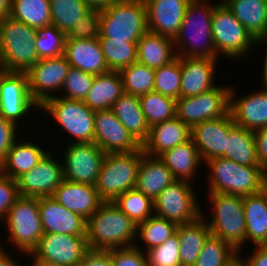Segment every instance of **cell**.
<instances>
[{"instance_id": "cell-1", "label": "cell", "mask_w": 267, "mask_h": 266, "mask_svg": "<svg viewBox=\"0 0 267 266\" xmlns=\"http://www.w3.org/2000/svg\"><path fill=\"white\" fill-rule=\"evenodd\" d=\"M86 239L93 251L135 246L137 225L114 202L104 201L87 219Z\"/></svg>"}, {"instance_id": "cell-2", "label": "cell", "mask_w": 267, "mask_h": 266, "mask_svg": "<svg viewBox=\"0 0 267 266\" xmlns=\"http://www.w3.org/2000/svg\"><path fill=\"white\" fill-rule=\"evenodd\" d=\"M191 0L178 35L174 38L177 57L219 59L212 39V12L217 3Z\"/></svg>"}, {"instance_id": "cell-3", "label": "cell", "mask_w": 267, "mask_h": 266, "mask_svg": "<svg viewBox=\"0 0 267 266\" xmlns=\"http://www.w3.org/2000/svg\"><path fill=\"white\" fill-rule=\"evenodd\" d=\"M207 192L237 196L257 194L265 189L267 173L260 166H245L223 157L206 163Z\"/></svg>"}, {"instance_id": "cell-4", "label": "cell", "mask_w": 267, "mask_h": 266, "mask_svg": "<svg viewBox=\"0 0 267 266\" xmlns=\"http://www.w3.org/2000/svg\"><path fill=\"white\" fill-rule=\"evenodd\" d=\"M207 198L211 203L209 205L213 214L209 219L208 213L206 215L202 208V216L210 229L211 235L228 242L239 253H242V250L248 246L246 245L243 197L222 193H209Z\"/></svg>"}, {"instance_id": "cell-5", "label": "cell", "mask_w": 267, "mask_h": 266, "mask_svg": "<svg viewBox=\"0 0 267 266\" xmlns=\"http://www.w3.org/2000/svg\"><path fill=\"white\" fill-rule=\"evenodd\" d=\"M99 13L98 38L138 42L148 31L144 0H116Z\"/></svg>"}, {"instance_id": "cell-6", "label": "cell", "mask_w": 267, "mask_h": 266, "mask_svg": "<svg viewBox=\"0 0 267 266\" xmlns=\"http://www.w3.org/2000/svg\"><path fill=\"white\" fill-rule=\"evenodd\" d=\"M38 30L11 17L0 21V65L5 71L27 72L38 60Z\"/></svg>"}, {"instance_id": "cell-7", "label": "cell", "mask_w": 267, "mask_h": 266, "mask_svg": "<svg viewBox=\"0 0 267 266\" xmlns=\"http://www.w3.org/2000/svg\"><path fill=\"white\" fill-rule=\"evenodd\" d=\"M211 29L219 58L224 56L227 60H245L251 56L253 48L257 47V41L221 0L214 6Z\"/></svg>"}, {"instance_id": "cell-8", "label": "cell", "mask_w": 267, "mask_h": 266, "mask_svg": "<svg viewBox=\"0 0 267 266\" xmlns=\"http://www.w3.org/2000/svg\"><path fill=\"white\" fill-rule=\"evenodd\" d=\"M8 230L7 244L25 255L31 253L44 234L39 214L38 198L19 196L2 222Z\"/></svg>"}, {"instance_id": "cell-9", "label": "cell", "mask_w": 267, "mask_h": 266, "mask_svg": "<svg viewBox=\"0 0 267 266\" xmlns=\"http://www.w3.org/2000/svg\"><path fill=\"white\" fill-rule=\"evenodd\" d=\"M144 154L141 147L132 153L105 155L95 184L103 201L113 202L119 195L135 188L139 164Z\"/></svg>"}, {"instance_id": "cell-10", "label": "cell", "mask_w": 267, "mask_h": 266, "mask_svg": "<svg viewBox=\"0 0 267 266\" xmlns=\"http://www.w3.org/2000/svg\"><path fill=\"white\" fill-rule=\"evenodd\" d=\"M56 124L70 137L69 143H94L95 111L83 101L55 96L47 99L41 106Z\"/></svg>"}, {"instance_id": "cell-11", "label": "cell", "mask_w": 267, "mask_h": 266, "mask_svg": "<svg viewBox=\"0 0 267 266\" xmlns=\"http://www.w3.org/2000/svg\"><path fill=\"white\" fill-rule=\"evenodd\" d=\"M193 185L182 180L168 185L153 201L154 215L177 225L197 220L202 216V208Z\"/></svg>"}, {"instance_id": "cell-12", "label": "cell", "mask_w": 267, "mask_h": 266, "mask_svg": "<svg viewBox=\"0 0 267 266\" xmlns=\"http://www.w3.org/2000/svg\"><path fill=\"white\" fill-rule=\"evenodd\" d=\"M231 85L218 84L213 89L192 97L176 100V117L190 129L205 120L224 117L229 113Z\"/></svg>"}, {"instance_id": "cell-13", "label": "cell", "mask_w": 267, "mask_h": 266, "mask_svg": "<svg viewBox=\"0 0 267 266\" xmlns=\"http://www.w3.org/2000/svg\"><path fill=\"white\" fill-rule=\"evenodd\" d=\"M36 110L40 111V106L31 97L26 72L4 71L0 77V115L20 127Z\"/></svg>"}, {"instance_id": "cell-14", "label": "cell", "mask_w": 267, "mask_h": 266, "mask_svg": "<svg viewBox=\"0 0 267 266\" xmlns=\"http://www.w3.org/2000/svg\"><path fill=\"white\" fill-rule=\"evenodd\" d=\"M65 147L60 154L63 179L95 186L106 153L96 143H69Z\"/></svg>"}, {"instance_id": "cell-15", "label": "cell", "mask_w": 267, "mask_h": 266, "mask_svg": "<svg viewBox=\"0 0 267 266\" xmlns=\"http://www.w3.org/2000/svg\"><path fill=\"white\" fill-rule=\"evenodd\" d=\"M70 68L64 55L39 59L26 72L32 99L41 106L47 99L59 96Z\"/></svg>"}, {"instance_id": "cell-16", "label": "cell", "mask_w": 267, "mask_h": 266, "mask_svg": "<svg viewBox=\"0 0 267 266\" xmlns=\"http://www.w3.org/2000/svg\"><path fill=\"white\" fill-rule=\"evenodd\" d=\"M48 151L30 171L17 179L19 196L42 198L52 196L63 181L61 158ZM56 158V160H55Z\"/></svg>"}, {"instance_id": "cell-17", "label": "cell", "mask_w": 267, "mask_h": 266, "mask_svg": "<svg viewBox=\"0 0 267 266\" xmlns=\"http://www.w3.org/2000/svg\"><path fill=\"white\" fill-rule=\"evenodd\" d=\"M89 251L86 236L44 233L32 253L41 260L77 266Z\"/></svg>"}, {"instance_id": "cell-18", "label": "cell", "mask_w": 267, "mask_h": 266, "mask_svg": "<svg viewBox=\"0 0 267 266\" xmlns=\"http://www.w3.org/2000/svg\"><path fill=\"white\" fill-rule=\"evenodd\" d=\"M94 143L106 154L132 153L141 148L111 109L95 111Z\"/></svg>"}, {"instance_id": "cell-19", "label": "cell", "mask_w": 267, "mask_h": 266, "mask_svg": "<svg viewBox=\"0 0 267 266\" xmlns=\"http://www.w3.org/2000/svg\"><path fill=\"white\" fill-rule=\"evenodd\" d=\"M260 87L241 97L233 85L230 90L229 112L234 123L253 132L267 126V86Z\"/></svg>"}, {"instance_id": "cell-20", "label": "cell", "mask_w": 267, "mask_h": 266, "mask_svg": "<svg viewBox=\"0 0 267 266\" xmlns=\"http://www.w3.org/2000/svg\"><path fill=\"white\" fill-rule=\"evenodd\" d=\"M190 1L144 0L148 31L174 39L180 31Z\"/></svg>"}, {"instance_id": "cell-21", "label": "cell", "mask_w": 267, "mask_h": 266, "mask_svg": "<svg viewBox=\"0 0 267 266\" xmlns=\"http://www.w3.org/2000/svg\"><path fill=\"white\" fill-rule=\"evenodd\" d=\"M44 233L86 236L87 220L59 204L53 197L38 198Z\"/></svg>"}, {"instance_id": "cell-22", "label": "cell", "mask_w": 267, "mask_h": 266, "mask_svg": "<svg viewBox=\"0 0 267 266\" xmlns=\"http://www.w3.org/2000/svg\"><path fill=\"white\" fill-rule=\"evenodd\" d=\"M219 59L180 57V97H192L217 86L215 78Z\"/></svg>"}, {"instance_id": "cell-23", "label": "cell", "mask_w": 267, "mask_h": 266, "mask_svg": "<svg viewBox=\"0 0 267 266\" xmlns=\"http://www.w3.org/2000/svg\"><path fill=\"white\" fill-rule=\"evenodd\" d=\"M227 136L228 114L202 121L191 128V139L205 163L213 158H224Z\"/></svg>"}, {"instance_id": "cell-24", "label": "cell", "mask_w": 267, "mask_h": 266, "mask_svg": "<svg viewBox=\"0 0 267 266\" xmlns=\"http://www.w3.org/2000/svg\"><path fill=\"white\" fill-rule=\"evenodd\" d=\"M51 197L86 220L104 202L99 197L95 186L65 179H63Z\"/></svg>"}, {"instance_id": "cell-25", "label": "cell", "mask_w": 267, "mask_h": 266, "mask_svg": "<svg viewBox=\"0 0 267 266\" xmlns=\"http://www.w3.org/2000/svg\"><path fill=\"white\" fill-rule=\"evenodd\" d=\"M64 56L72 68L95 76L110 71L105 62L98 38H66Z\"/></svg>"}, {"instance_id": "cell-26", "label": "cell", "mask_w": 267, "mask_h": 266, "mask_svg": "<svg viewBox=\"0 0 267 266\" xmlns=\"http://www.w3.org/2000/svg\"><path fill=\"white\" fill-rule=\"evenodd\" d=\"M19 136L0 163V173L15 180L36 166L50 150H45L40 146L41 143L32 141L33 138L27 140L28 138Z\"/></svg>"}, {"instance_id": "cell-27", "label": "cell", "mask_w": 267, "mask_h": 266, "mask_svg": "<svg viewBox=\"0 0 267 266\" xmlns=\"http://www.w3.org/2000/svg\"><path fill=\"white\" fill-rule=\"evenodd\" d=\"M190 138L191 129L174 117L151 126L149 136L141 147L146 155L158 157L164 151L179 146Z\"/></svg>"}, {"instance_id": "cell-28", "label": "cell", "mask_w": 267, "mask_h": 266, "mask_svg": "<svg viewBox=\"0 0 267 266\" xmlns=\"http://www.w3.org/2000/svg\"><path fill=\"white\" fill-rule=\"evenodd\" d=\"M158 158L172 172L176 180L191 183H194L193 180L197 177L196 171L204 166L200 153L191 138L179 146L164 151Z\"/></svg>"}, {"instance_id": "cell-29", "label": "cell", "mask_w": 267, "mask_h": 266, "mask_svg": "<svg viewBox=\"0 0 267 266\" xmlns=\"http://www.w3.org/2000/svg\"><path fill=\"white\" fill-rule=\"evenodd\" d=\"M174 181L172 172L158 157L142 156L135 186L137 190L154 201Z\"/></svg>"}, {"instance_id": "cell-30", "label": "cell", "mask_w": 267, "mask_h": 266, "mask_svg": "<svg viewBox=\"0 0 267 266\" xmlns=\"http://www.w3.org/2000/svg\"><path fill=\"white\" fill-rule=\"evenodd\" d=\"M256 40L267 38V0H221Z\"/></svg>"}, {"instance_id": "cell-31", "label": "cell", "mask_w": 267, "mask_h": 266, "mask_svg": "<svg viewBox=\"0 0 267 266\" xmlns=\"http://www.w3.org/2000/svg\"><path fill=\"white\" fill-rule=\"evenodd\" d=\"M246 244L267 245V192L243 197Z\"/></svg>"}, {"instance_id": "cell-32", "label": "cell", "mask_w": 267, "mask_h": 266, "mask_svg": "<svg viewBox=\"0 0 267 266\" xmlns=\"http://www.w3.org/2000/svg\"><path fill=\"white\" fill-rule=\"evenodd\" d=\"M174 39L147 31L137 42V62L152 69L169 64L176 58Z\"/></svg>"}, {"instance_id": "cell-33", "label": "cell", "mask_w": 267, "mask_h": 266, "mask_svg": "<svg viewBox=\"0 0 267 266\" xmlns=\"http://www.w3.org/2000/svg\"><path fill=\"white\" fill-rule=\"evenodd\" d=\"M224 158L240 165L259 166L254 132L236 125L230 112L228 113V136Z\"/></svg>"}, {"instance_id": "cell-34", "label": "cell", "mask_w": 267, "mask_h": 266, "mask_svg": "<svg viewBox=\"0 0 267 266\" xmlns=\"http://www.w3.org/2000/svg\"><path fill=\"white\" fill-rule=\"evenodd\" d=\"M111 110L131 136L142 146L149 136L150 127L141 110L139 97L124 92L114 102Z\"/></svg>"}, {"instance_id": "cell-35", "label": "cell", "mask_w": 267, "mask_h": 266, "mask_svg": "<svg viewBox=\"0 0 267 266\" xmlns=\"http://www.w3.org/2000/svg\"><path fill=\"white\" fill-rule=\"evenodd\" d=\"M124 93L122 78L118 71H108L94 77L93 84L83 102L94 111L111 109Z\"/></svg>"}, {"instance_id": "cell-36", "label": "cell", "mask_w": 267, "mask_h": 266, "mask_svg": "<svg viewBox=\"0 0 267 266\" xmlns=\"http://www.w3.org/2000/svg\"><path fill=\"white\" fill-rule=\"evenodd\" d=\"M176 233L179 239V254L181 266H194L196 259L211 234L203 216L190 223L177 226Z\"/></svg>"}, {"instance_id": "cell-37", "label": "cell", "mask_w": 267, "mask_h": 266, "mask_svg": "<svg viewBox=\"0 0 267 266\" xmlns=\"http://www.w3.org/2000/svg\"><path fill=\"white\" fill-rule=\"evenodd\" d=\"M10 17L40 30L51 25L49 0H11Z\"/></svg>"}, {"instance_id": "cell-38", "label": "cell", "mask_w": 267, "mask_h": 266, "mask_svg": "<svg viewBox=\"0 0 267 266\" xmlns=\"http://www.w3.org/2000/svg\"><path fill=\"white\" fill-rule=\"evenodd\" d=\"M177 226L174 222L152 215L137 226L135 246L146 253L148 250L161 245L167 238L175 234ZM139 241H141V244Z\"/></svg>"}, {"instance_id": "cell-39", "label": "cell", "mask_w": 267, "mask_h": 266, "mask_svg": "<svg viewBox=\"0 0 267 266\" xmlns=\"http://www.w3.org/2000/svg\"><path fill=\"white\" fill-rule=\"evenodd\" d=\"M51 25L67 35L91 10L83 0H49Z\"/></svg>"}, {"instance_id": "cell-40", "label": "cell", "mask_w": 267, "mask_h": 266, "mask_svg": "<svg viewBox=\"0 0 267 266\" xmlns=\"http://www.w3.org/2000/svg\"><path fill=\"white\" fill-rule=\"evenodd\" d=\"M239 251L219 237L209 235L194 266H233L238 261Z\"/></svg>"}, {"instance_id": "cell-41", "label": "cell", "mask_w": 267, "mask_h": 266, "mask_svg": "<svg viewBox=\"0 0 267 266\" xmlns=\"http://www.w3.org/2000/svg\"><path fill=\"white\" fill-rule=\"evenodd\" d=\"M105 62L110 71H120L137 62V42L98 38Z\"/></svg>"}, {"instance_id": "cell-42", "label": "cell", "mask_w": 267, "mask_h": 266, "mask_svg": "<svg viewBox=\"0 0 267 266\" xmlns=\"http://www.w3.org/2000/svg\"><path fill=\"white\" fill-rule=\"evenodd\" d=\"M141 110L149 127L176 117V99L155 91L139 97Z\"/></svg>"}, {"instance_id": "cell-43", "label": "cell", "mask_w": 267, "mask_h": 266, "mask_svg": "<svg viewBox=\"0 0 267 266\" xmlns=\"http://www.w3.org/2000/svg\"><path fill=\"white\" fill-rule=\"evenodd\" d=\"M122 78L123 91L134 96H142L153 91L155 69L139 62L119 71Z\"/></svg>"}, {"instance_id": "cell-44", "label": "cell", "mask_w": 267, "mask_h": 266, "mask_svg": "<svg viewBox=\"0 0 267 266\" xmlns=\"http://www.w3.org/2000/svg\"><path fill=\"white\" fill-rule=\"evenodd\" d=\"M113 202L137 226L154 215L153 200L136 188L119 195Z\"/></svg>"}, {"instance_id": "cell-45", "label": "cell", "mask_w": 267, "mask_h": 266, "mask_svg": "<svg viewBox=\"0 0 267 266\" xmlns=\"http://www.w3.org/2000/svg\"><path fill=\"white\" fill-rule=\"evenodd\" d=\"M180 87V57H176L169 64L155 69V82L153 91L177 100L180 97Z\"/></svg>"}, {"instance_id": "cell-46", "label": "cell", "mask_w": 267, "mask_h": 266, "mask_svg": "<svg viewBox=\"0 0 267 266\" xmlns=\"http://www.w3.org/2000/svg\"><path fill=\"white\" fill-rule=\"evenodd\" d=\"M66 35L56 26L49 25L38 30L35 49L39 59L64 55Z\"/></svg>"}, {"instance_id": "cell-47", "label": "cell", "mask_w": 267, "mask_h": 266, "mask_svg": "<svg viewBox=\"0 0 267 266\" xmlns=\"http://www.w3.org/2000/svg\"><path fill=\"white\" fill-rule=\"evenodd\" d=\"M179 239L175 233L161 245L146 252L148 266H181Z\"/></svg>"}, {"instance_id": "cell-48", "label": "cell", "mask_w": 267, "mask_h": 266, "mask_svg": "<svg viewBox=\"0 0 267 266\" xmlns=\"http://www.w3.org/2000/svg\"><path fill=\"white\" fill-rule=\"evenodd\" d=\"M95 75L70 68L59 94L60 97L83 101L90 90Z\"/></svg>"}, {"instance_id": "cell-49", "label": "cell", "mask_w": 267, "mask_h": 266, "mask_svg": "<svg viewBox=\"0 0 267 266\" xmlns=\"http://www.w3.org/2000/svg\"><path fill=\"white\" fill-rule=\"evenodd\" d=\"M99 10H90L74 28L66 35L69 39H95L99 37Z\"/></svg>"}, {"instance_id": "cell-50", "label": "cell", "mask_w": 267, "mask_h": 266, "mask_svg": "<svg viewBox=\"0 0 267 266\" xmlns=\"http://www.w3.org/2000/svg\"><path fill=\"white\" fill-rule=\"evenodd\" d=\"M113 266H148L146 253L136 246L116 248L107 251Z\"/></svg>"}, {"instance_id": "cell-51", "label": "cell", "mask_w": 267, "mask_h": 266, "mask_svg": "<svg viewBox=\"0 0 267 266\" xmlns=\"http://www.w3.org/2000/svg\"><path fill=\"white\" fill-rule=\"evenodd\" d=\"M19 197L18 182L0 173V224L9 212V209Z\"/></svg>"}, {"instance_id": "cell-52", "label": "cell", "mask_w": 267, "mask_h": 266, "mask_svg": "<svg viewBox=\"0 0 267 266\" xmlns=\"http://www.w3.org/2000/svg\"><path fill=\"white\" fill-rule=\"evenodd\" d=\"M20 129L22 128L17 127L11 121L5 120L0 115V163L6 157L14 141L19 137Z\"/></svg>"}, {"instance_id": "cell-53", "label": "cell", "mask_w": 267, "mask_h": 266, "mask_svg": "<svg viewBox=\"0 0 267 266\" xmlns=\"http://www.w3.org/2000/svg\"><path fill=\"white\" fill-rule=\"evenodd\" d=\"M254 141L259 166L267 173V126L254 131Z\"/></svg>"}, {"instance_id": "cell-54", "label": "cell", "mask_w": 267, "mask_h": 266, "mask_svg": "<svg viewBox=\"0 0 267 266\" xmlns=\"http://www.w3.org/2000/svg\"><path fill=\"white\" fill-rule=\"evenodd\" d=\"M252 254H248L247 258H241L244 251L239 253L238 261L243 266H267V245H257L253 246Z\"/></svg>"}, {"instance_id": "cell-55", "label": "cell", "mask_w": 267, "mask_h": 266, "mask_svg": "<svg viewBox=\"0 0 267 266\" xmlns=\"http://www.w3.org/2000/svg\"><path fill=\"white\" fill-rule=\"evenodd\" d=\"M77 266H113V263L107 251L90 250Z\"/></svg>"}, {"instance_id": "cell-56", "label": "cell", "mask_w": 267, "mask_h": 266, "mask_svg": "<svg viewBox=\"0 0 267 266\" xmlns=\"http://www.w3.org/2000/svg\"><path fill=\"white\" fill-rule=\"evenodd\" d=\"M5 249L0 241V266H23V264L13 258V255H11L12 252Z\"/></svg>"}, {"instance_id": "cell-57", "label": "cell", "mask_w": 267, "mask_h": 266, "mask_svg": "<svg viewBox=\"0 0 267 266\" xmlns=\"http://www.w3.org/2000/svg\"><path fill=\"white\" fill-rule=\"evenodd\" d=\"M262 46V45H265V47H266V50H265V56H264V61H263V67H262V75H260V76H262L261 77V79H262V81L260 82V86H267V38H264V39H261V40H258L257 41V44L256 45H258L259 47H260V45Z\"/></svg>"}, {"instance_id": "cell-58", "label": "cell", "mask_w": 267, "mask_h": 266, "mask_svg": "<svg viewBox=\"0 0 267 266\" xmlns=\"http://www.w3.org/2000/svg\"><path fill=\"white\" fill-rule=\"evenodd\" d=\"M92 10H103L116 0H83Z\"/></svg>"}, {"instance_id": "cell-59", "label": "cell", "mask_w": 267, "mask_h": 266, "mask_svg": "<svg viewBox=\"0 0 267 266\" xmlns=\"http://www.w3.org/2000/svg\"><path fill=\"white\" fill-rule=\"evenodd\" d=\"M11 0H0V21L10 17Z\"/></svg>"}, {"instance_id": "cell-60", "label": "cell", "mask_w": 267, "mask_h": 266, "mask_svg": "<svg viewBox=\"0 0 267 266\" xmlns=\"http://www.w3.org/2000/svg\"><path fill=\"white\" fill-rule=\"evenodd\" d=\"M26 256H29V258L31 257V264H29L30 266H63L54 262H49L46 260H41L39 258H37L32 252L31 253H27L25 254Z\"/></svg>"}, {"instance_id": "cell-61", "label": "cell", "mask_w": 267, "mask_h": 266, "mask_svg": "<svg viewBox=\"0 0 267 266\" xmlns=\"http://www.w3.org/2000/svg\"><path fill=\"white\" fill-rule=\"evenodd\" d=\"M4 71H5L4 68L0 65V77H1V75H2V73H3Z\"/></svg>"}, {"instance_id": "cell-62", "label": "cell", "mask_w": 267, "mask_h": 266, "mask_svg": "<svg viewBox=\"0 0 267 266\" xmlns=\"http://www.w3.org/2000/svg\"><path fill=\"white\" fill-rule=\"evenodd\" d=\"M233 266H243L239 261H237Z\"/></svg>"}, {"instance_id": "cell-63", "label": "cell", "mask_w": 267, "mask_h": 266, "mask_svg": "<svg viewBox=\"0 0 267 266\" xmlns=\"http://www.w3.org/2000/svg\"><path fill=\"white\" fill-rule=\"evenodd\" d=\"M265 190L267 192V179H266V182H265Z\"/></svg>"}]
</instances>
